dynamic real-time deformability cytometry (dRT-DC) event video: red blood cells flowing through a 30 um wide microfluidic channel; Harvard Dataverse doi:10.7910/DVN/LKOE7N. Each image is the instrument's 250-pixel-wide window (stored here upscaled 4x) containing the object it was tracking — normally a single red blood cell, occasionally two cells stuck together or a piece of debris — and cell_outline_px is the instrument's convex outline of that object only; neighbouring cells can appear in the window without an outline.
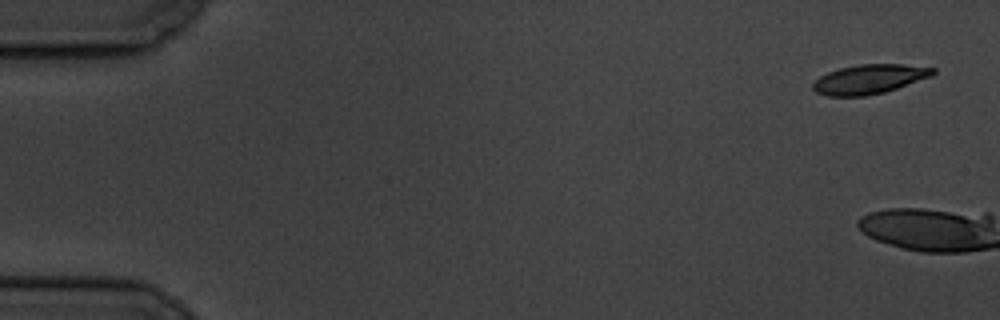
{"species": "common noctule bat (a hibernating species)", "species_latin": "Nyctalus noctula", "temperature_condition": "cold", "stored_images_in_passage": 2, "camera_frame_rate_fps": 3000, "um_per_image_px": 0.085, "animal": {"sex": "male", "body_mass_g": 19.5, "forearm_length_mm": 54.6}, "frame": {"image": 1, "passage_image": 1, "time_ms": 0.0, "image_size_px": [1000, 320], "cell_outline_px": [[936, 72], [932, 76], [884, 92], [864, 96], [828, 96], [816, 92], [812, 88], [812, 84], [820, 76], [828, 72], [840, 68], [860, 64], [904, 64], [936, 68]], "centroid_in_image_um": [73.9, 6.72], "position_along_channel_um": 11.1, "area_um2": 20.46}}